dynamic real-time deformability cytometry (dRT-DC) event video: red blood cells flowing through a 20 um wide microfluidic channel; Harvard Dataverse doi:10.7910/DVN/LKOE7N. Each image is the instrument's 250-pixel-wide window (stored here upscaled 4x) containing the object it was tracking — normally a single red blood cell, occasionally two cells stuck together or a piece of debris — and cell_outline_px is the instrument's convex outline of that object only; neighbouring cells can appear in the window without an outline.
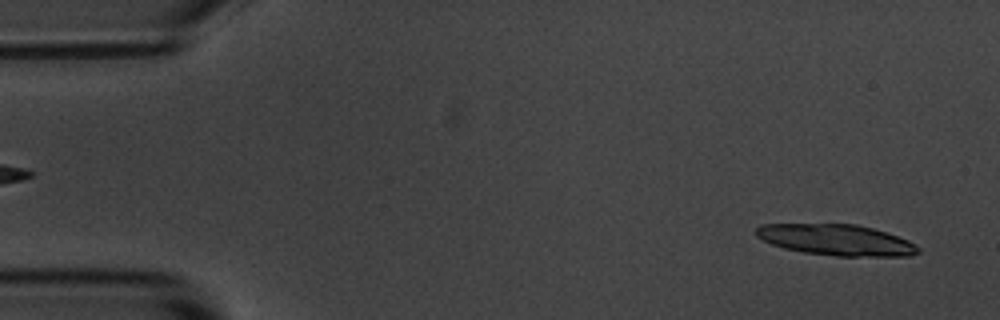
{"species": "common noctule bat (a hibernating species)", "species_latin": "Nyctalus noctula", "temperature_condition": "room temperature", "stored_images_in_passage": 31, "camera_frame_rate_fps": 3000, "um_per_image_px": 0.085, "animal": {"sex": "male", "body_mass_g": 20.1, "forearm_length_mm": 53.5}, "frame": {"image": 1, "passage_image": 2, "time_ms": 0.333, "image_size_px": [1000, 320], "cell_outline_px": [[920, 252], [908, 256], [836, 256], [804, 252], [784, 248], [772, 244], [756, 236], [756, 228], [760, 224], [856, 224], [872, 228], [908, 240], [916, 244], [920, 248]], "centroid_in_image_um": [71.09, 20.39], "position_along_channel_um": 13.9, "area_um2": 29.13}}